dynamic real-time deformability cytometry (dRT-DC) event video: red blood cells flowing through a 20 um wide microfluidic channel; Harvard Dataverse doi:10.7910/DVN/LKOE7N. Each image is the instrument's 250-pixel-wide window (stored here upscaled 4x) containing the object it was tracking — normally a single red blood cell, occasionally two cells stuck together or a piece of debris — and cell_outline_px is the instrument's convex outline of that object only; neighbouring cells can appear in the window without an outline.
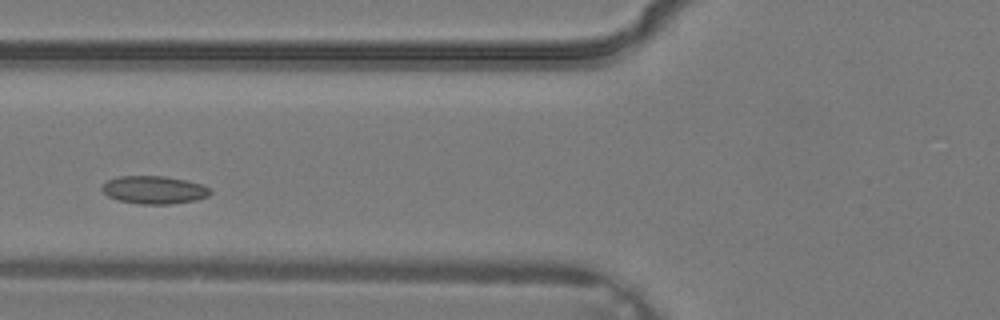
{"species": "common noctule bat (a hibernating species)", "species_latin": "Nyctalus noctula", "temperature_condition": "warm", "stored_images_in_passage": 3, "camera_frame_rate_fps": 3000, "um_per_image_px": 0.085, "animal": {"sex": "male", "body_mass_g": 19.2, "forearm_length_mm": 51.8}, "frame": {"image": 1, "passage_image": 3, "time_ms": 0.667, "image_size_px": [1000, 320], "cell_outline_px": [[212, 192], [208, 196], [196, 200], [168, 204], [140, 204], [120, 200], [108, 196], [100, 188], [108, 180], [116, 176], [164, 176], [204, 184], [212, 188]], "centroid_in_image_um": [13.13, 16.13], "position_along_channel_um": 112.7, "area_um2": 17.63}}